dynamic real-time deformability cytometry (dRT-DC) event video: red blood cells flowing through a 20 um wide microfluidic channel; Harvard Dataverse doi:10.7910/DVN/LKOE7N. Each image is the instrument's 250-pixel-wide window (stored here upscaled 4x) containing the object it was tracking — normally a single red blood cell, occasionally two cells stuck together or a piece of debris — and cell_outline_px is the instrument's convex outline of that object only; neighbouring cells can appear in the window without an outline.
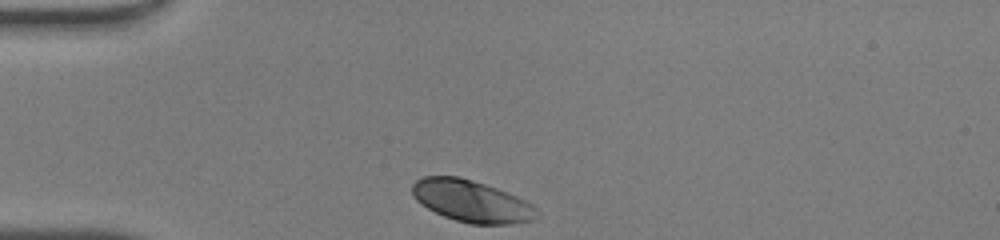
{"species": "human", "species_latin": "Homo sapiens", "temperature_condition": "warm", "stored_images_in_passage": 28, "camera_frame_rate_fps": 3000, "um_per_image_px": 0.085, "donor": {"sex": "male"}, "frame": {"image": 1, "passage_image": 1, "time_ms": 0.0, "image_size_px": [1000, 240], "cell_outline_px": [[540, 216], [532, 220], [512, 224], [472, 224], [456, 220], [444, 216], [420, 204], [412, 196], [412, 184], [416, 180], [424, 176], [456, 176], [472, 180], [508, 192], [532, 204], [536, 208]], "centroid_in_image_um": [40.08, 17.1], "position_along_channel_um": 44.9, "area_um2": 30.35}}
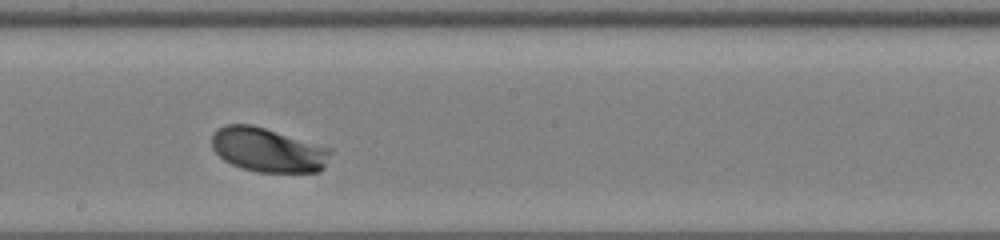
{"frame": {"image": 2, "passage_image": 16, "time_ms": 5.0, "image_size_px": [1000, 240], "cell_outline_px": [[332, 152], [324, 168], [320, 172], [256, 172], [232, 164], [224, 160], [212, 148], [212, 136], [216, 128], [224, 124], [252, 124], [332, 148]], "centroid_in_image_um": [22.79, 12.74], "position_along_channel_um": 225.4, "area_um2": 30.75}}
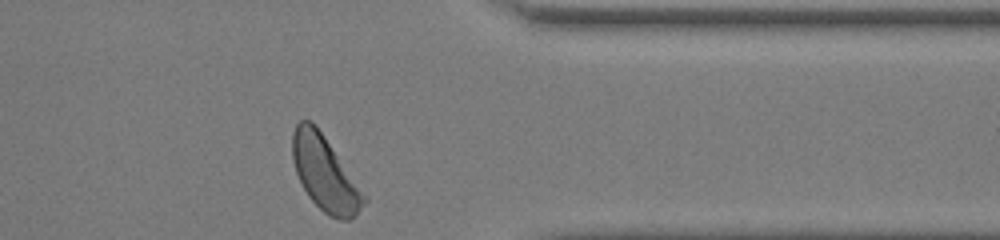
{"frame": {"image": 3, "passage_image": 28, "time_ms": 9.0, "image_size_px": [1000, 240], "cell_outline_px": [[368, 200], [348, 220], [340, 220], [328, 216], [308, 196], [296, 172], [292, 160], [292, 132], [296, 124], [300, 120], [312, 120], [316, 124], [368, 196]], "centroid_in_image_um": [27.62, 14.71], "position_along_channel_um": 383.8, "area_um2": 31.21}, "authors_computed_cell_mechanics": {"area_um2": 30.2583, "velocity_mm_per_s": 4.1771, "shape_relaxation_time_tau1_ms": 0.693, "shape_relaxation_time_tau2_ms": null, "deformation_change_tau1": 0.09, "deformation_change_tau2": null}}